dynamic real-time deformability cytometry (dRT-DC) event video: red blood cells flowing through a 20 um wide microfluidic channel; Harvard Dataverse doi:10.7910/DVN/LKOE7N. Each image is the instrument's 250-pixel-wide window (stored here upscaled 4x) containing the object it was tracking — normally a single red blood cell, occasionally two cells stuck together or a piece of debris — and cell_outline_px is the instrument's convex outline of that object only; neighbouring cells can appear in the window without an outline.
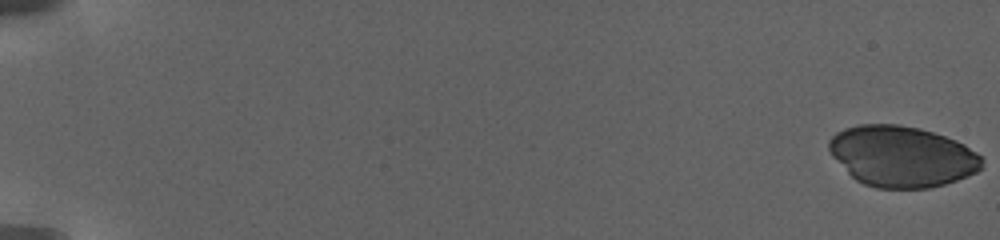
{"species": "human", "species_latin": "Homo sapiens", "temperature_condition": "warm", "stored_images_in_passage": 56, "camera_frame_rate_fps": 3000, "um_per_image_px": 0.085, "donor": {"sex": "female"}, "frame": {"image": 1, "passage_image": 1, "time_ms": 0.0, "image_size_px": [1000, 240], "cell_outline_px": [[984, 160], [980, 168], [976, 172], [968, 176], [944, 184], [928, 188], [876, 188], [864, 184], [856, 180], [832, 156], [828, 148], [828, 140], [836, 132], [844, 128], [856, 124], [900, 124], [920, 128], [956, 140], [964, 144], [976, 152]], "centroid_in_image_um": [76.64, 13.28], "position_along_channel_um": 8.4, "area_um2": 54.39}}
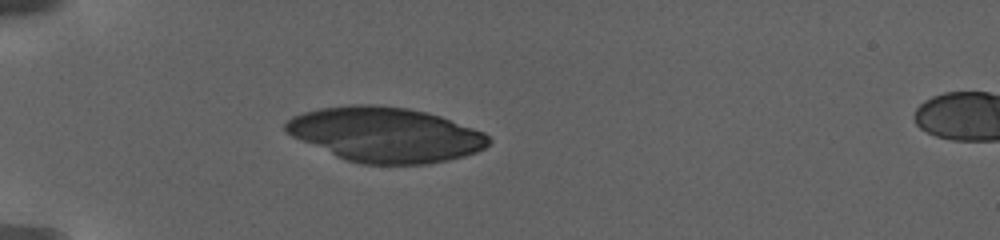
{"frame": {"image": 2, "passage_image": 18, "time_ms": 7.667, "image_size_px": [1000, 240], "cell_outline_px": [[492, 140], [484, 148], [476, 152], [464, 156], [448, 160], [428, 164], [364, 164], [348, 160], [336, 156], [292, 136], [284, 128], [284, 124], [292, 116], [304, 112], [320, 108], [352, 104], [372, 104], [408, 108], [440, 116], [484, 132]], "centroid_in_image_um": [32.77, 11.44], "position_along_channel_um": 52.2, "area_um2": 64.5}}
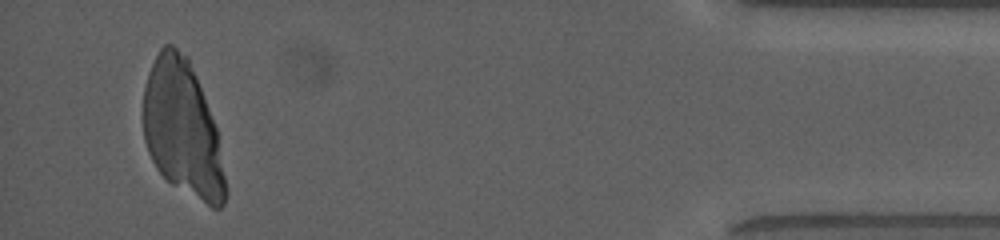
{"frame": {"image": 3, "passage_image": 55, "time_ms": 23.333, "image_size_px": [1000, 240], "cell_outline_px": [[228, 196], [224, 204], [220, 208], [212, 208], [172, 184], [156, 168], [148, 152], [144, 140], [140, 116], [140, 112], [144, 88], [148, 72], [160, 48], [164, 44], [172, 44], [188, 56], [216, 128], [228, 188]], "centroid_in_image_um": [15.48, 10.96], "position_along_channel_um": 419.7, "area_um2": 65.55}}